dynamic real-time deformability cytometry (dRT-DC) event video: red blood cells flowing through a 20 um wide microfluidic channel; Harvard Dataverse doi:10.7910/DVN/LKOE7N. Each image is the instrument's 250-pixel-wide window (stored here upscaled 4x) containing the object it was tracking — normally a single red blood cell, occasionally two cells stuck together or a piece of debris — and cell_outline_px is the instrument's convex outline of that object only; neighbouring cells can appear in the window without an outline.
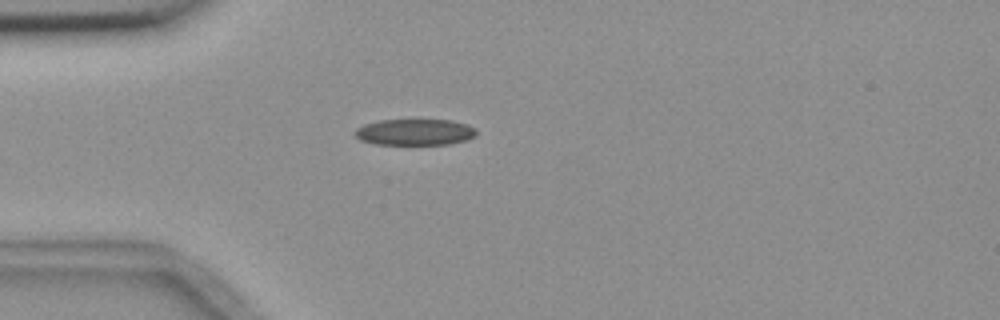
{"species": "common noctule bat (a hibernating species)", "species_latin": "Nyctalus noctula", "temperature_condition": "room temperature", "stored_images_in_passage": 3, "camera_frame_rate_fps": 3000, "um_per_image_px": 0.085, "animal": {"sex": "female", "body_mass_g": 18.4}, "frame": {"image": 1, "passage_image": 3, "time_ms": 2.333, "image_size_px": [1000, 320], "cell_outline_px": [[476, 136], [468, 140], [448, 144], [376, 144], [360, 140], [352, 132], [356, 128], [364, 124], [380, 120], [452, 120], [468, 124], [476, 128]], "centroid_in_image_um": [35.28, 11.22], "position_along_channel_um": 49.7, "area_um2": 18.73}}